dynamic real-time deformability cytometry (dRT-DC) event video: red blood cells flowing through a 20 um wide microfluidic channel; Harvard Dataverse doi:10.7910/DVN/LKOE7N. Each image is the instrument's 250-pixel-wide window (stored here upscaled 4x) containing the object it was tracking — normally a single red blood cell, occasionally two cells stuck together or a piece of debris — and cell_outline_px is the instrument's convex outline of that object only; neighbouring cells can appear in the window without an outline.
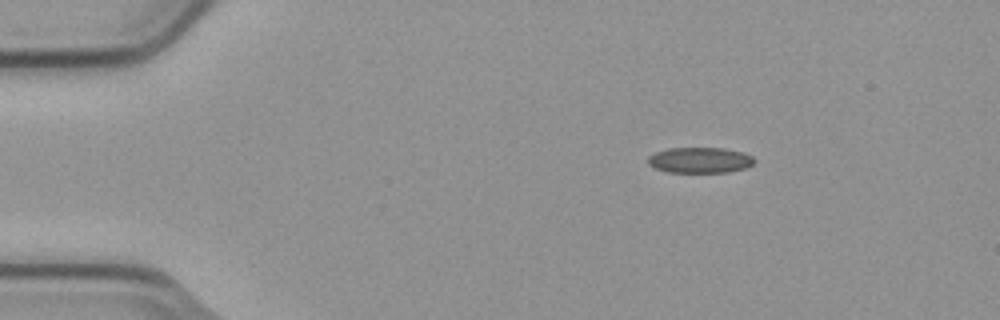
{"species": "common noctule bat (a hibernating species)", "species_latin": "Nyctalus noctula", "temperature_condition": "cold", "stored_images_in_passage": 3, "camera_frame_rate_fps": 3000, "um_per_image_px": 0.085, "animal": {"sex": "male", "body_mass_g": 23.1, "forearm_length_mm": 52.7}, "frame": {"image": 1, "passage_image": 1, "time_ms": 0.0, "image_size_px": [1000, 320], "cell_outline_px": [[756, 160], [752, 164], [744, 168], [728, 172], [668, 172], [656, 168], [648, 164], [648, 156], [656, 152], [668, 148], [724, 148], [744, 152], [752, 156]], "centroid_in_image_um": [59.5, 13.6], "position_along_channel_um": 25.5, "area_um2": 15.9}}